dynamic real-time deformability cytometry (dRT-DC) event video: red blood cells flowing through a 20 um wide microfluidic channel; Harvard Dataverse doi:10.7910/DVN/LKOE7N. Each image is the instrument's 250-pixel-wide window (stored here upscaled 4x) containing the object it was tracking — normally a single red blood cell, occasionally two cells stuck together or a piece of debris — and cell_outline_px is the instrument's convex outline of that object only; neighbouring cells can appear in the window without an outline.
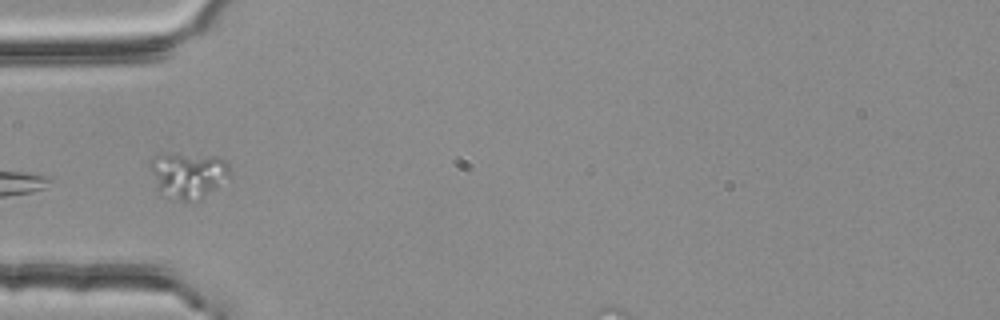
{"species": "common noctule bat (a hibernating species)", "species_latin": "Nyctalus noctula", "temperature_condition": "room temperature", "stored_images_in_passage": 3, "camera_frame_rate_fps": 3000, "um_per_image_px": 0.085, "animal": {"sex": "female", "body_mass_g": 25.1}, "frame": {"image": 1, "passage_image": 2, "time_ms": 0.333, "image_size_px": [1000, 320], "cell_outline_px": [[232, 180], [200, 196], [188, 200], [180, 200], [160, 196], [156, 188], [148, 168], [148, 164], [152, 156], [156, 152], [160, 152], [220, 156], [228, 164]], "centroid_in_image_um": [15.93, 14.82], "position_along_channel_um": 69.1, "area_um2": 22.2}}